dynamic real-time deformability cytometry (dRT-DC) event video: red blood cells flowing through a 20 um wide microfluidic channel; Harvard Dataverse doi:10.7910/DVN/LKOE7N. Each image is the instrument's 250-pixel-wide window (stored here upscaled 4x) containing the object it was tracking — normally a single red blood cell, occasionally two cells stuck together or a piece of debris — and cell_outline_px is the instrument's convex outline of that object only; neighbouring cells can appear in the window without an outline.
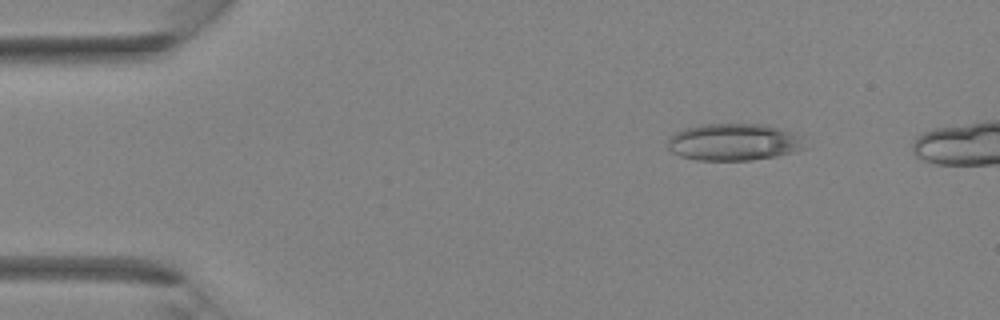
{"species": "Egyptian fruit bat (a non-hibernating species)", "species_latin": "Rousettus aegyptiacus", "temperature_condition": "room temperature", "stored_images_in_passage": 34, "camera_frame_rate_fps": 3000, "um_per_image_px": 0.085, "animal": {"sex": "female"}, "frame": {"image": 1, "passage_image": 5, "time_ms": 1.333, "image_size_px": [1000, 320], "cell_outline_px": [[808, 148], [776, 156], [752, 160], [696, 160], [680, 156], [672, 152], [668, 148], [668, 136], [684, 128], [700, 124], [768, 124], [804, 136]], "centroid_in_image_um": [62.41, 12.07], "position_along_channel_um": 22.6, "area_um2": 30.11}}
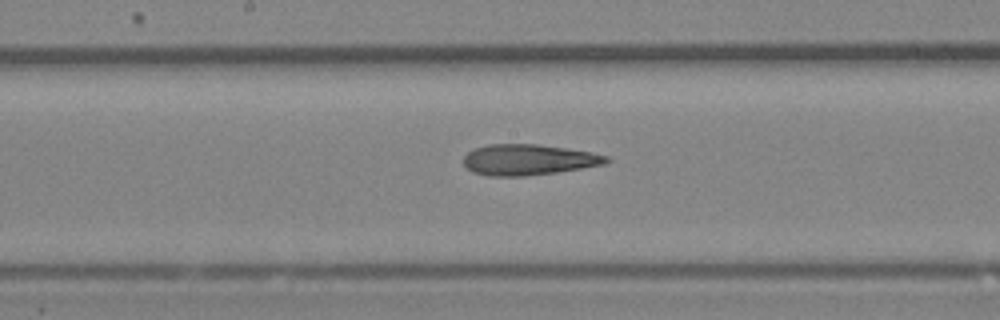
{"frame": {"image": 2, "passage_image": 19, "time_ms": 6.0, "image_size_px": [1000, 320], "cell_outline_px": [[612, 160], [604, 164], [556, 172], [524, 176], [488, 176], [472, 172], [464, 164], [464, 156], [468, 152], [476, 148], [488, 144], [536, 144], [592, 152], [608, 156]], "centroid_in_image_um": [44.91, 13.58], "position_along_channel_um": 203.3, "area_um2": 25.49}}
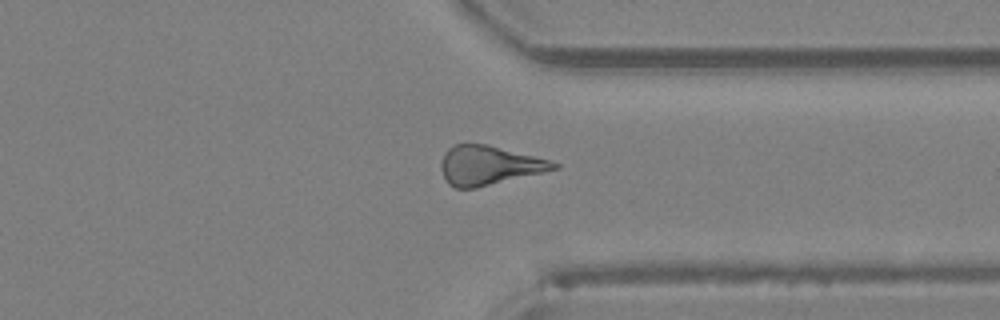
{"frame": {"image": 3, "passage_image": 28, "time_ms": 9.0, "image_size_px": [1000, 320], "cell_outline_px": [[560, 168], [476, 188], [456, 188], [448, 184], [444, 180], [440, 168], [440, 164], [444, 152], [452, 144], [488, 144], [548, 160], [560, 164]], "centroid_in_image_um": [41.5, 14.06], "position_along_channel_um": 369.9, "area_um2": 25.72}}